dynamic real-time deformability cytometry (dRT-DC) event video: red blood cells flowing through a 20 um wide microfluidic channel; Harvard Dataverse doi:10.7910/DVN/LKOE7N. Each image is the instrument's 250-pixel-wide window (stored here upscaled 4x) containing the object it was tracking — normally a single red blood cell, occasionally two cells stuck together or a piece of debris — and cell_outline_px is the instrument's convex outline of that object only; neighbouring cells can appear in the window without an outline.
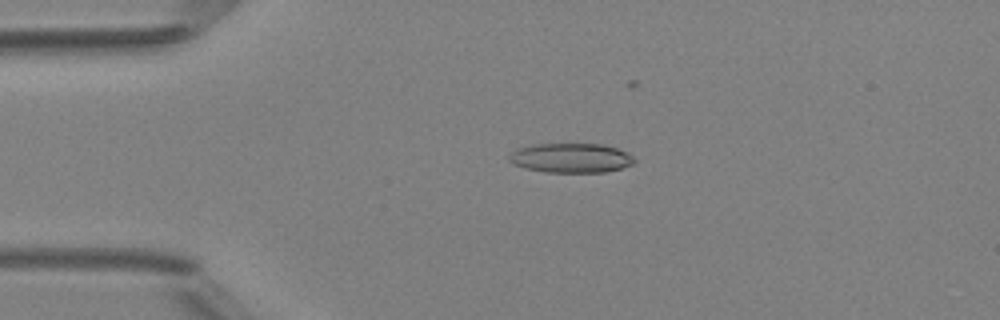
{"species": "Egyptian fruit bat (a non-hibernating species)", "species_latin": "Rousettus aegyptiacus", "temperature_condition": "room temperature", "stored_images_in_passage": 28, "camera_frame_rate_fps": 3000, "um_per_image_px": 0.085, "animal": {"sex": "female"}, "frame": {"image": 1, "passage_image": 1, "time_ms": 0.0, "image_size_px": [1000, 320], "cell_outline_px": [[636, 160], [632, 164], [620, 168], [604, 172], [544, 172], [524, 168], [512, 164], [508, 160], [508, 156], [516, 148], [532, 144], [604, 144], [628, 152]], "centroid_in_image_um": [48.49, 13.42], "position_along_channel_um": 36.5, "area_um2": 21.68}}
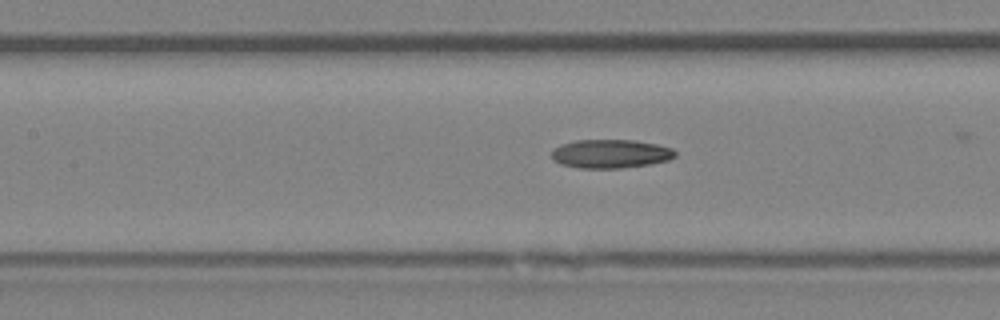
{"frame": {"image": 2, "passage_image": 12, "time_ms": 3.667, "image_size_px": [1000, 320], "cell_outline_px": [[676, 156], [668, 160], [648, 164], [620, 168], [580, 168], [560, 164], [552, 160], [552, 148], [560, 144], [576, 140], [632, 140], [656, 144], [672, 148], [676, 152]], "centroid_in_image_um": [51.85, 13.07], "position_along_channel_um": 155.5, "area_um2": 20.69}}
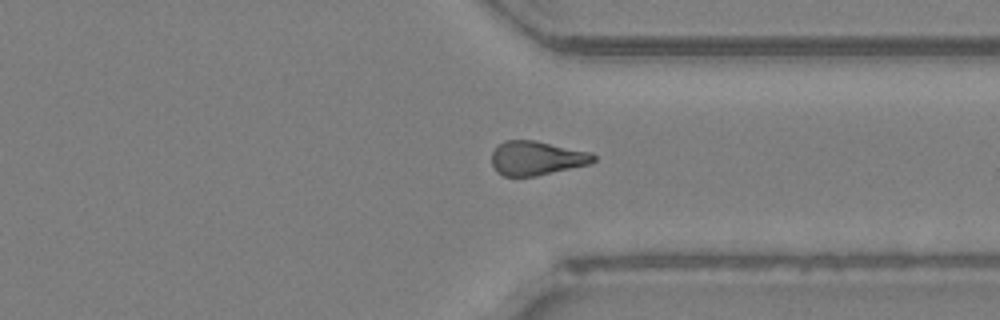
{"frame": {"image": 3, "passage_image": 27, "time_ms": 8.667, "image_size_px": [1000, 320], "cell_outline_px": [[596, 160], [592, 164], [536, 176], [504, 176], [496, 172], [492, 164], [492, 152], [496, 144], [504, 140], [536, 140], [592, 152], [596, 156]], "centroid_in_image_um": [45.63, 13.43], "position_along_channel_um": 365.8, "area_um2": 20.69}}